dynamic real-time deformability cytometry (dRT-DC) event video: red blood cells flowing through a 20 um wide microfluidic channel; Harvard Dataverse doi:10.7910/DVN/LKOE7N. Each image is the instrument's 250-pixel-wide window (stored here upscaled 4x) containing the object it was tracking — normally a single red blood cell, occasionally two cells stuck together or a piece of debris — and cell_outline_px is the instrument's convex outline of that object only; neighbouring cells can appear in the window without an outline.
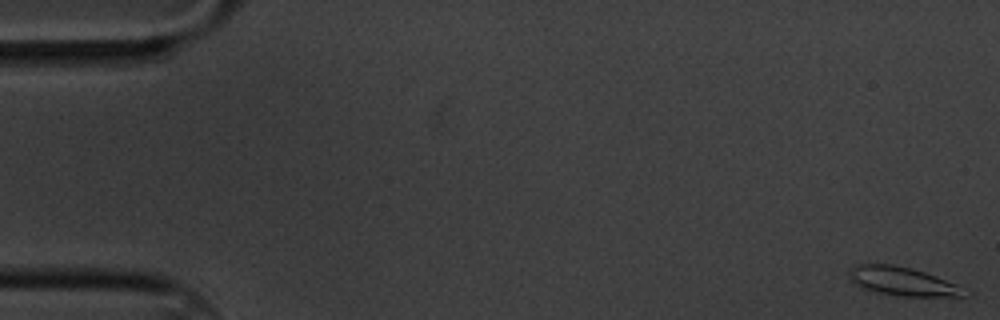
{"species": "common noctule bat (a hibernating species)", "species_latin": "Nyctalus noctula", "temperature_condition": "cold", "stored_images_in_passage": 60, "segment_of_instrument_passage": [1, 2], "camera_frame_rate_fps": 3000, "um_per_image_px": 0.085, "animal": {"sex": "male", "body_mass_g": 20.1, "forearm_length_mm": 53.5}, "frame": {"image": 1, "passage_image": 1, "time_ms": 0.0, "image_size_px": [1000, 320], "cell_outline_px": [[964, 296], [904, 296], [876, 292], [860, 288], [852, 280], [848, 272], [856, 264], [892, 264], [912, 268], [924, 272], [956, 284], [964, 292]], "centroid_in_image_um": [76.63, 23.9], "position_along_channel_um": 8.4, "area_um2": 18.79}}
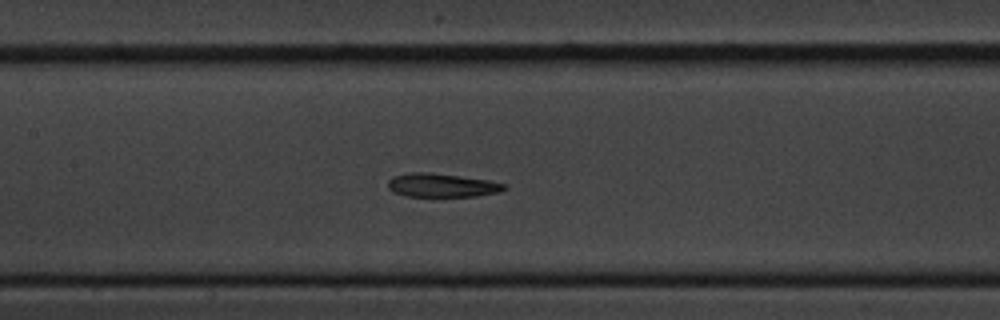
{"frame": {"image": 2, "passage_image": 28, "time_ms": 9.0, "image_size_px": [1000, 320], "cell_outline_px": [[508, 188], [500, 192], [476, 196], [404, 196], [392, 192], [388, 188], [388, 180], [392, 176], [408, 172], [428, 172], [488, 180], [508, 184]], "centroid_in_image_um": [37.55, 15.75], "position_along_channel_um": 169.9, "area_um2": 16.18}}
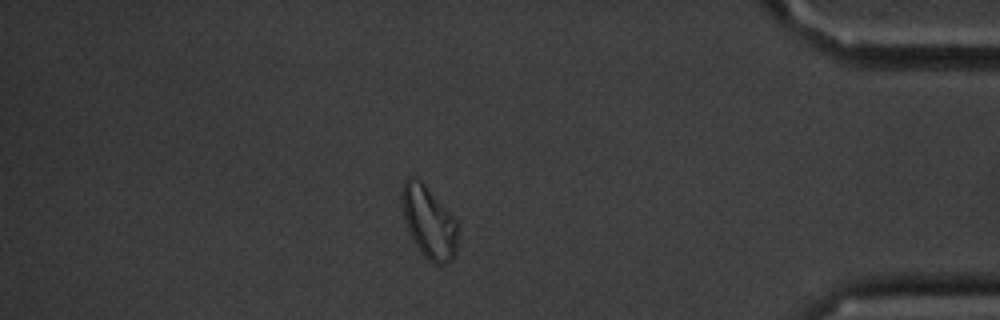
{"frame": {"image": 3, "passage_image": 52, "time_ms": 17.0, "image_size_px": [1000, 320], "cell_outline_px": [[456, 252], [452, 260], [444, 264], [432, 264], [424, 256], [416, 244], [408, 228], [404, 216], [400, 196], [400, 192], [404, 180], [408, 176], [412, 176], [420, 180], [424, 184], [456, 220]], "centroid_in_image_um": [36.43, 18.87], "position_along_channel_um": 398.8, "area_um2": 23.06}}